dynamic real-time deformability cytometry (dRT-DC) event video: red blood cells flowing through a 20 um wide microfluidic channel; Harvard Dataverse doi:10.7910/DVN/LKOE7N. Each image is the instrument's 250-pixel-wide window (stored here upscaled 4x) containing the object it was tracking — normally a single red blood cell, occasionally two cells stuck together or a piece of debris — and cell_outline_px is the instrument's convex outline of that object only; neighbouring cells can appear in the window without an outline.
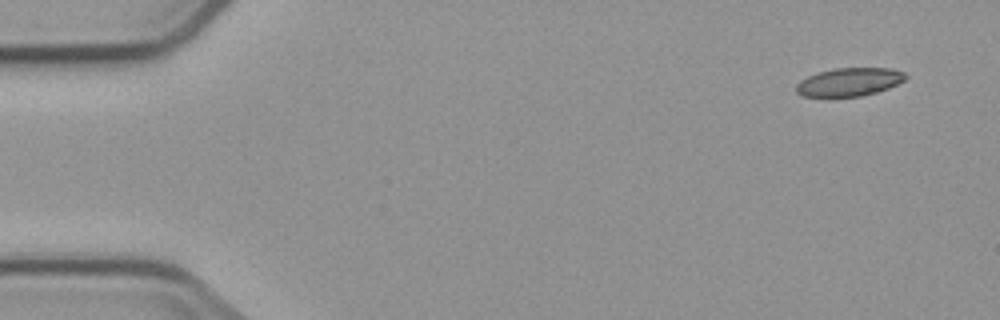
{"species": "common noctule bat (a hibernating species)", "species_latin": "Nyctalus noctula", "temperature_condition": "cold", "stored_images_in_passage": 7, "camera_frame_rate_fps": 3000, "um_per_image_px": 0.085, "animal": {"sex": "male", "body_mass_g": 23.1, "forearm_length_mm": 52.7}, "frame": {"image": 1, "passage_image": 1, "time_ms": 0.0, "image_size_px": [1000, 320], "cell_outline_px": [[908, 76], [904, 80], [888, 88], [876, 92], [860, 96], [804, 96], [796, 92], [796, 84], [800, 80], [808, 76], [820, 72], [836, 68], [888, 68], [904, 72]], "centroid_in_image_um": [72.19, 6.96], "position_along_channel_um": 12.8, "area_um2": 17.74}}
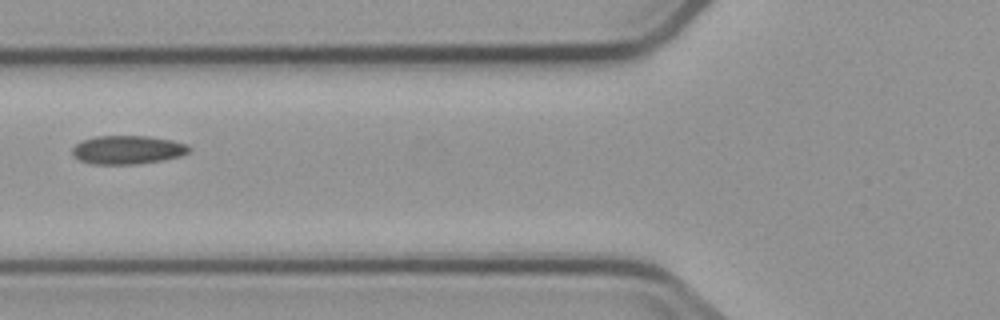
{"frame": {"image": 2, "passage_image": 6, "time_ms": 6.0, "image_size_px": [1000, 320], "cell_outline_px": [[192, 148], [188, 152], [180, 156], [164, 160], [136, 164], [88, 164], [72, 156], [72, 148], [76, 144], [84, 140], [96, 136], [148, 136], [172, 140], [188, 144]], "centroid_in_image_um": [10.85, 12.74], "position_along_channel_um": 114.9, "area_um2": 19.59}}
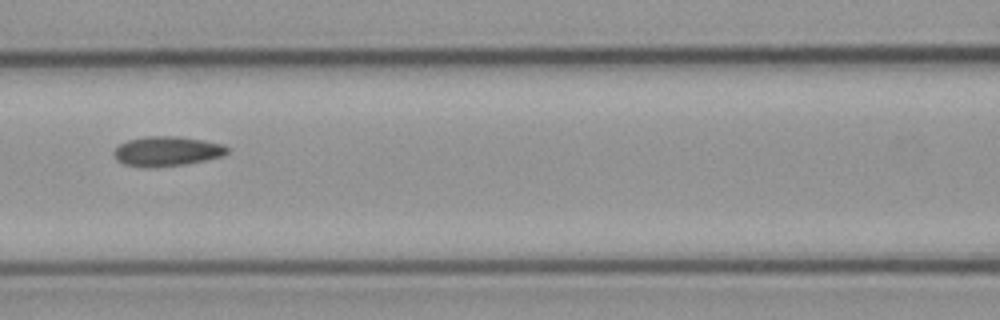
{"frame": {"image": 3, "passage_image": 7, "time_ms": 7.0, "image_size_px": [1000, 320], "cell_outline_px": [[228, 152], [224, 156], [184, 164], [124, 164], [116, 160], [112, 152], [120, 144], [128, 140], [148, 136], [180, 136], [204, 140], [224, 144], [228, 148]], "centroid_in_image_um": [14.25, 12.79], "position_along_channel_um": 152.4, "area_um2": 18.84}}